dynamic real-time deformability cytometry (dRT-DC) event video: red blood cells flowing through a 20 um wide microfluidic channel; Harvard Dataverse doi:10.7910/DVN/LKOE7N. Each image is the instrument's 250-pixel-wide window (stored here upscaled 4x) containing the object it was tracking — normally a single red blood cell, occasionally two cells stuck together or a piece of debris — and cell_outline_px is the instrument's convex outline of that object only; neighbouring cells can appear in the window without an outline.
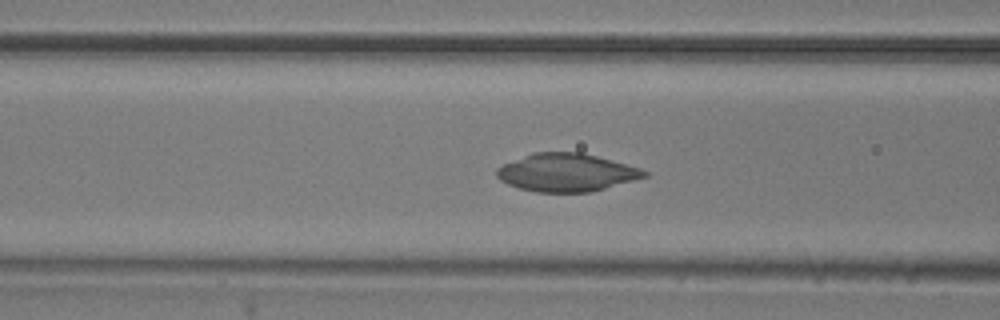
{"species": "common noctule bat (a hibernating species)", "species_latin": "Nyctalus noctula", "temperature_condition": "room temperature", "stored_images_in_passage": 44, "camera_frame_rate_fps": 3000, "um_per_image_px": 0.085, "animal": {"sex": "male", "body_mass_g": 20.5, "forearm_length_mm": 52.5}, "frame": {"image": 1, "passage_image": 15, "time_ms": 4.667, "image_size_px": [1000, 320], "cell_outline_px": [[648, 176], [592, 192], [536, 192], [520, 188], [508, 184], [500, 180], [496, 176], [496, 168], [504, 164], [532, 152], [580, 152], [596, 156], [640, 168], [648, 172]], "centroid_in_image_um": [48.14, 14.66], "position_along_channel_um": 118.5, "area_um2": 32.48}}
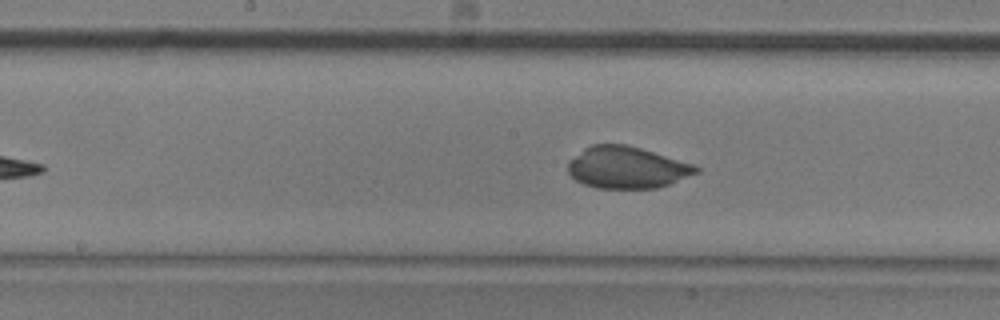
{"frame": {"image": 2, "passage_image": 21, "time_ms": 6.667, "image_size_px": [1000, 320], "cell_outline_px": [[700, 172], [668, 184], [656, 188], [596, 188], [584, 184], [576, 180], [568, 172], [568, 160], [584, 148], [592, 144], [628, 144], [692, 164], [700, 168]], "centroid_in_image_um": [53.26, 14.23], "position_along_channel_um": 194.9, "area_um2": 31.1}}
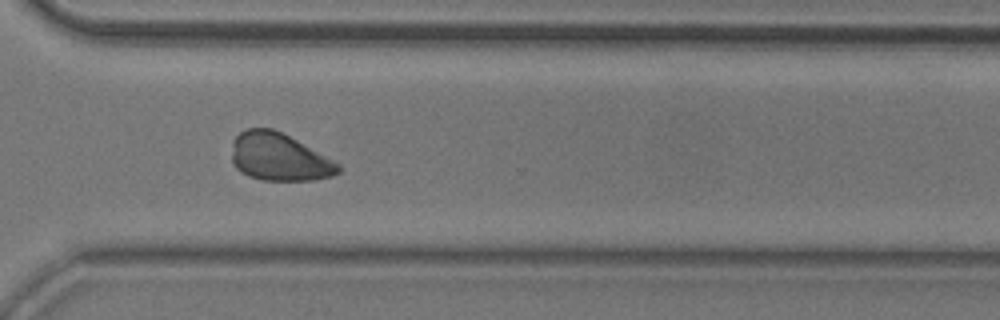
{"frame": {"image": 3, "passage_image": 33, "time_ms": 10.667, "image_size_px": [1000, 320], "cell_outline_px": [[340, 172], [332, 176], [316, 180], [264, 180], [248, 176], [240, 172], [232, 164], [232, 140], [240, 132], [248, 128], [272, 128], [296, 140], [340, 164]], "centroid_in_image_um": [23.69, 13.36], "position_along_channel_um": 346.9, "area_um2": 29.48}}